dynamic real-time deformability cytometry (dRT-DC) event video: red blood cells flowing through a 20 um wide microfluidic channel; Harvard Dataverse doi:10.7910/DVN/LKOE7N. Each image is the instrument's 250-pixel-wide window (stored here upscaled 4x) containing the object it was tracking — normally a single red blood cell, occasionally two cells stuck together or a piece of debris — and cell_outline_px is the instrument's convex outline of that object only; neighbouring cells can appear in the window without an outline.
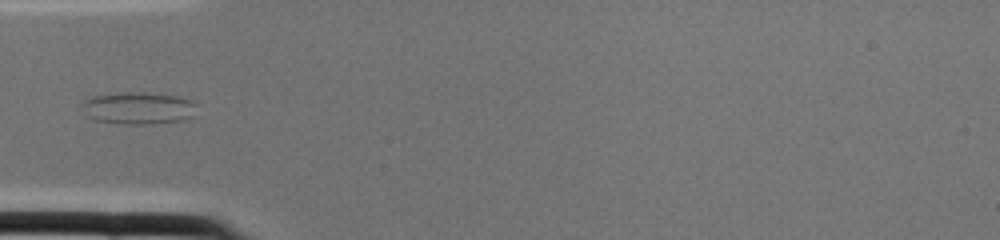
{"species": "common noctule bat (a hibernating species)", "species_latin": "Nyctalus noctula", "temperature_condition": "cold", "stored_images_in_passage": 2, "camera_frame_rate_fps": 3000, "um_per_image_px": 0.085, "animal": {"sex": "female", "body_mass_g": 22.0, "forearm_length_mm": 56.7}, "frame": {"image": 1, "passage_image": 2, "time_ms": 0.333, "image_size_px": [1000, 240], "cell_outline_px": [[196, 104], [192, 116], [188, 120], [152, 124], [124, 124], [92, 120], [88, 116], [80, 104], [84, 100], [92, 96], [120, 92], [132, 92], [176, 96], [192, 100]], "centroid_in_image_um": [11.74, 9.2], "position_along_channel_um": 73.3, "area_um2": 21.62}}